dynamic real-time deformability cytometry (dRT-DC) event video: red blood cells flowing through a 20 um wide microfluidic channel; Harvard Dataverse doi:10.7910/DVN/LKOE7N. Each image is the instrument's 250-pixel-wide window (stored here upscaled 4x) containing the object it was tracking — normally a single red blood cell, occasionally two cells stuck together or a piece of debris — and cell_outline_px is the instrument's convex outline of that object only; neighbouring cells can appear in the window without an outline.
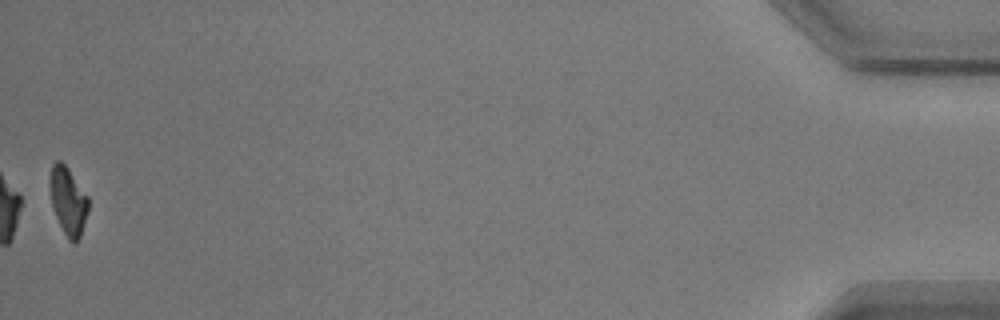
{"species": "common noctule bat (a hibernating species)", "species_latin": "Nyctalus noctula", "temperature_condition": "warm", "stored_images_in_passage": 41, "camera_frame_rate_fps": 3000, "um_per_image_px": 0.085, "animal": {"sex": "male", "body_mass_g": 17.9}, "frame": {"image": 1, "passage_image": 41, "time_ms": 13.333, "image_size_px": [1000, 320], "cell_outline_px": [[88, 212], [80, 236], [76, 244], [72, 244], [68, 240], [52, 208], [52, 164], [56, 160], [60, 160], [68, 168], [88, 196]], "centroid_in_image_um": [5.83, 17.13], "position_along_channel_um": 429.4, "area_um2": 14.74}, "authors_computed_cell_mechanics": {"area_um2": 16.7042, "velocity_mm_per_s": 3.5705, "shape_relaxation_time_tau1_ms": 6.1781, "shape_relaxation_time_tau2_ms": 6.4487, "deformation_change_tau1": 0.1623, "deformation_change_tau2": 0.1347}}